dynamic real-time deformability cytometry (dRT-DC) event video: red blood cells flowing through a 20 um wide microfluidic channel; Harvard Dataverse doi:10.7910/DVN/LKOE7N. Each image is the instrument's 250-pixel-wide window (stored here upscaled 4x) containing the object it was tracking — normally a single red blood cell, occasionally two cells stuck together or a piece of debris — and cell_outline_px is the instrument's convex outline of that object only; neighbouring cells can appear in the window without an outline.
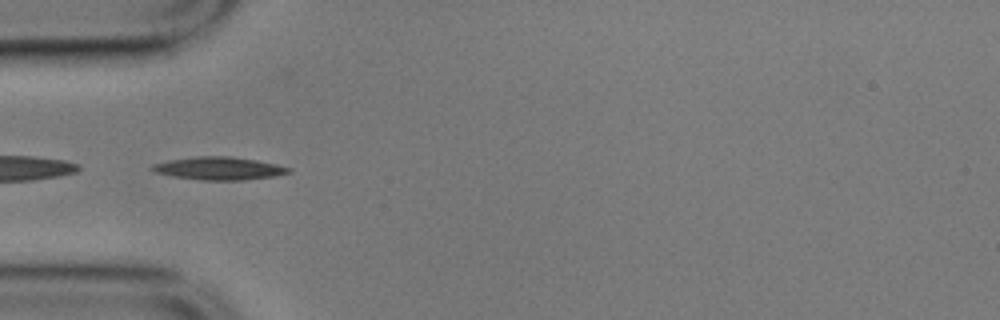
{"species": "common noctule bat (a hibernating species)", "species_latin": "Nyctalus noctula", "temperature_condition": "cold", "stored_images_in_passage": 41, "camera_frame_rate_fps": 3000, "um_per_image_px": 0.085, "animal": {"sex": "male", "body_mass_g": 17.9}, "frame": {"image": 1, "passage_image": 1, "time_ms": 0.0, "image_size_px": [1000, 320], "cell_outline_px": [[292, 172], [272, 176], [244, 180], [200, 180], [172, 176], [156, 172], [148, 168], [152, 164], [168, 160], [196, 156], [232, 156], [256, 160], [276, 164], [292, 168]], "centroid_in_image_um": [18.59, 14.31], "position_along_channel_um": 66.4, "area_um2": 18.26}}
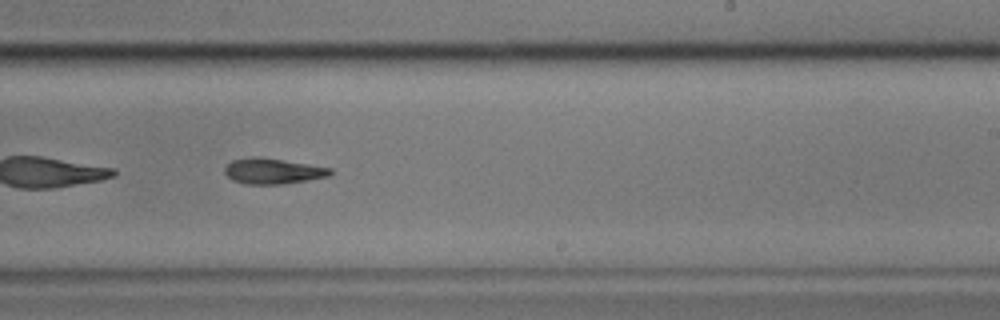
{"frame": {"image": 2, "passage_image": 18, "time_ms": 5.667, "image_size_px": [1000, 320], "cell_outline_px": [[332, 172], [328, 176], [284, 184], [244, 184], [232, 180], [224, 172], [224, 168], [232, 160], [248, 156], [256, 156], [332, 168]], "centroid_in_image_um": [23.14, 14.54], "position_along_channel_um": 265.9, "area_um2": 15.66}, "authors_computed_cell_mechanics": {"area_um2": 16.5308, "velocity_mm_per_s": 3.5288, "shape_relaxation_time_tau1_ms": 4.1822, "shape_relaxation_time_tau2_ms": 6.6829, "deformation_change_tau1": 0.1238, "deformation_change_tau2": 0.1609}}